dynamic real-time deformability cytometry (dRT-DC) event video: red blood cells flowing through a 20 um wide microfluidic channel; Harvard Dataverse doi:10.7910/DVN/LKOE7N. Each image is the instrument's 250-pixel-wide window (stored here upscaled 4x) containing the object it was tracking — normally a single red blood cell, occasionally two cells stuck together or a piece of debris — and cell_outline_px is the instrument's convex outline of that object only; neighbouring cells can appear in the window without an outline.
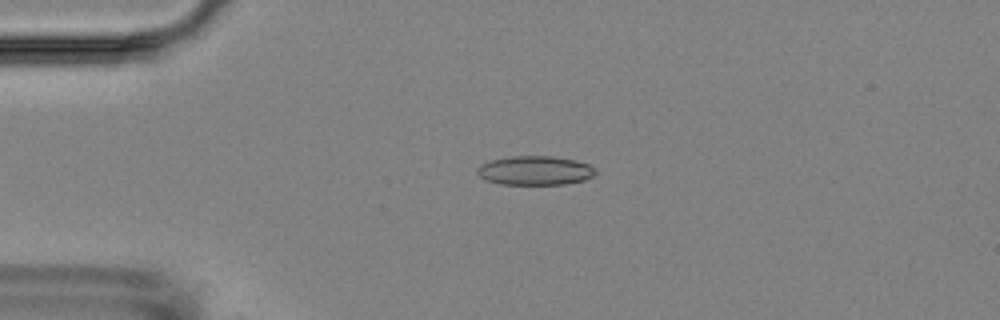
{"species": "Egyptian fruit bat (a non-hibernating species)", "species_latin": "Rousettus aegyptiacus", "temperature_condition": "room temperature", "stored_images_in_passage": 5, "camera_frame_rate_fps": 3000, "um_per_image_px": 0.085, "animal": {"sex": "female"}, "frame": {"image": 1, "passage_image": 4, "time_ms": 3.333, "image_size_px": [1000, 320], "cell_outline_px": [[596, 172], [592, 176], [584, 180], [564, 184], [500, 184], [484, 180], [476, 172], [476, 168], [480, 164], [492, 160], [512, 156], [552, 156], [576, 160], [588, 164]], "centroid_in_image_um": [45.43, 14.49], "position_along_channel_um": 39.6, "area_um2": 20.0}}